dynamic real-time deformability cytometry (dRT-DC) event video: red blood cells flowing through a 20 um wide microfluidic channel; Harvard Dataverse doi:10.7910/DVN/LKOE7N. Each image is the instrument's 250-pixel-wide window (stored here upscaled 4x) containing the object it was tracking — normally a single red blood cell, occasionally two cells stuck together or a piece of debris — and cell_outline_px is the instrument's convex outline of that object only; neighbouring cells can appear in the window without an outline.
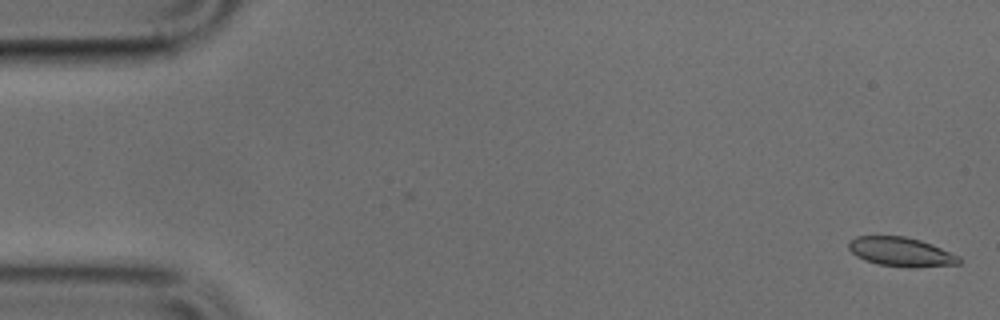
{"species": "common noctule bat (a hibernating species)", "species_latin": "Nyctalus noctula", "temperature_condition": "cold", "stored_images_in_passage": 50, "camera_frame_rate_fps": 3000, "um_per_image_px": 0.085, "animal": {"sex": "male", "body_mass_g": 17.9, "forearm_length_mm": 54.2}, "frame": {"image": 1, "passage_image": 1, "time_ms": 0.0, "image_size_px": [1000, 320], "cell_outline_px": [[960, 264], [916, 268], [880, 264], [864, 260], [856, 256], [848, 248], [848, 240], [856, 236], [904, 236], [920, 240], [932, 244], [960, 256]], "centroid_in_image_um": [76.59, 21.4], "position_along_channel_um": 8.4, "area_um2": 18.84}}
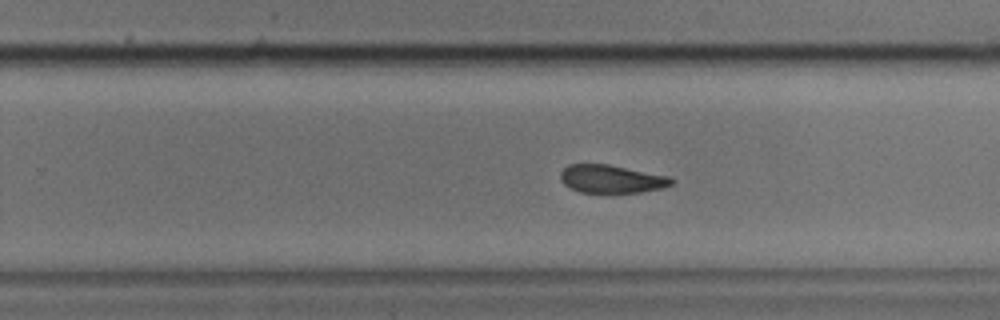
{"frame": {"image": 2, "passage_image": 31, "time_ms": 10.0, "image_size_px": [1000, 320], "cell_outline_px": [[676, 180], [672, 184], [660, 188], [640, 192], [580, 192], [564, 184], [560, 180], [560, 172], [568, 164], [608, 164], [668, 176]], "centroid_in_image_um": [51.95, 15.2], "position_along_channel_um": 277.8, "area_um2": 17.98}}
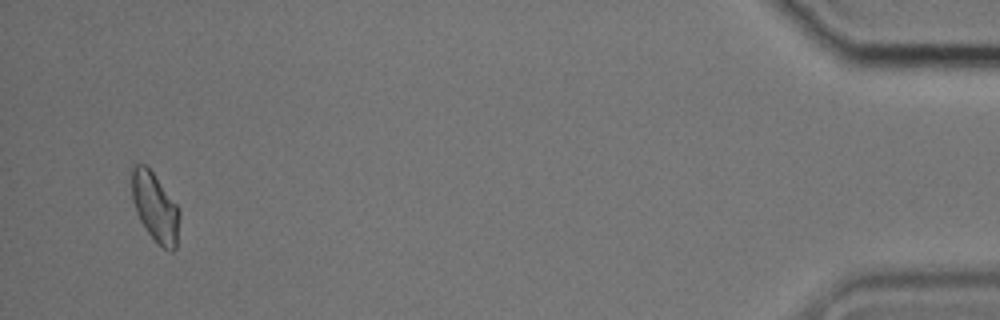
{"frame": {"image": 3, "passage_image": 48, "time_ms": 15.667, "image_size_px": [1000, 320], "cell_outline_px": [[180, 216], [176, 248], [172, 252], [156, 244], [140, 220], [136, 212], [132, 200], [132, 160], [144, 164], [152, 172], [180, 208]], "centroid_in_image_um": [13.18, 17.61], "position_along_channel_um": 422.0, "area_um2": 19.42}}